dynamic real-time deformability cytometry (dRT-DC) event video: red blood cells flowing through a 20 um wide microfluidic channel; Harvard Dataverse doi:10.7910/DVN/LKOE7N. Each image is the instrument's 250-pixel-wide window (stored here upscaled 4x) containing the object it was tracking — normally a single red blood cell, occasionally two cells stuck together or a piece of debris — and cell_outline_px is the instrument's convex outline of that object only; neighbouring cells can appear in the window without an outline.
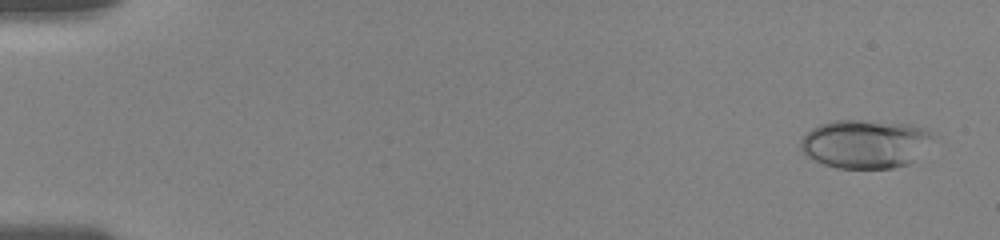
{"species": "human", "species_latin": "Homo sapiens", "temperature_condition": "room temperature", "stored_images_in_passage": 29, "camera_frame_rate_fps": 3000, "um_per_image_px": 0.085, "donor": {"sex": "female"}, "frame": {"image": 1, "passage_image": 2, "time_ms": 0.667, "image_size_px": [1000, 240], "cell_outline_px": [[936, 136], [908, 164], [892, 168], [836, 168], [824, 164], [804, 156], [800, 148], [800, 140], [812, 128], [820, 124], [836, 120], [860, 120], [908, 124], [924, 128], [932, 132]], "centroid_in_image_um": [73.5, 12.22], "position_along_channel_um": 11.5, "area_um2": 37.34}}
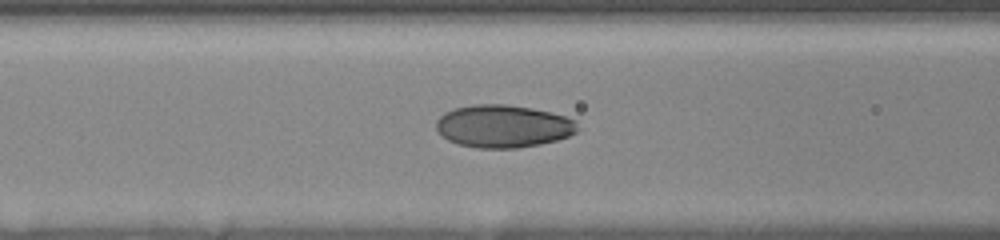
{"frame": {"image": 2, "passage_image": 17, "time_ms": 7.667, "image_size_px": [1000, 240], "cell_outline_px": [[576, 132], [568, 136], [556, 140], [540, 144], [516, 148], [476, 148], [460, 144], [448, 140], [436, 128], [436, 120], [444, 112], [456, 108], [476, 104], [508, 104], [532, 108], [564, 116], [576, 120]], "centroid_in_image_um": [42.76, 10.72], "position_along_channel_um": 123.8, "area_um2": 34.91}}
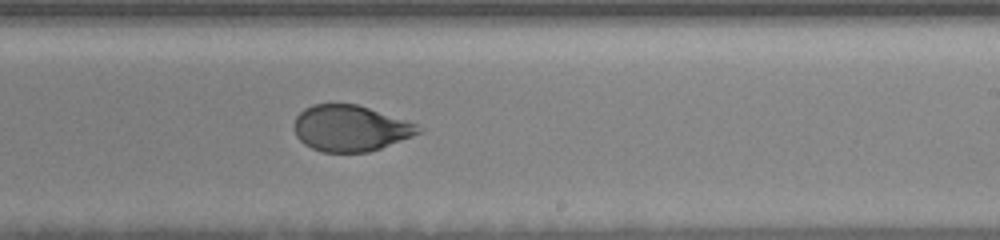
{"frame": {"image": 3, "passage_image": 29, "time_ms": 11.333, "image_size_px": [1000, 240], "cell_outline_px": [[424, 132], [380, 148], [368, 152], [320, 152], [304, 144], [296, 136], [296, 116], [304, 108], [312, 104], [356, 104], [416, 124], [424, 128]], "centroid_in_image_um": [29.79, 10.91], "position_along_channel_um": 259.2, "area_um2": 33.06}}